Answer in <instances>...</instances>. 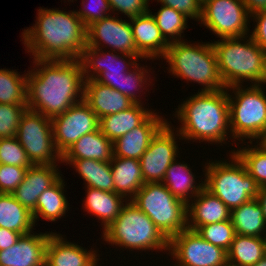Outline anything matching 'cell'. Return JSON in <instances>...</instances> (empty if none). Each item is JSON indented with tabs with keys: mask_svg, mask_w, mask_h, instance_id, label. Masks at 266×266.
Here are the masks:
<instances>
[{
	"mask_svg": "<svg viewBox=\"0 0 266 266\" xmlns=\"http://www.w3.org/2000/svg\"><path fill=\"white\" fill-rule=\"evenodd\" d=\"M33 63V70L27 71V109L52 119L84 99L79 59H33Z\"/></svg>",
	"mask_w": 266,
	"mask_h": 266,
	"instance_id": "cell-1",
	"label": "cell"
},
{
	"mask_svg": "<svg viewBox=\"0 0 266 266\" xmlns=\"http://www.w3.org/2000/svg\"><path fill=\"white\" fill-rule=\"evenodd\" d=\"M35 22L22 33L34 59H79L87 44V27L74 10L40 7Z\"/></svg>",
	"mask_w": 266,
	"mask_h": 266,
	"instance_id": "cell-2",
	"label": "cell"
},
{
	"mask_svg": "<svg viewBox=\"0 0 266 266\" xmlns=\"http://www.w3.org/2000/svg\"><path fill=\"white\" fill-rule=\"evenodd\" d=\"M228 92L226 88L198 91L178 106L174 116L182 124L177 131L183 140L226 143L230 132Z\"/></svg>",
	"mask_w": 266,
	"mask_h": 266,
	"instance_id": "cell-3",
	"label": "cell"
},
{
	"mask_svg": "<svg viewBox=\"0 0 266 266\" xmlns=\"http://www.w3.org/2000/svg\"><path fill=\"white\" fill-rule=\"evenodd\" d=\"M212 45L219 74L226 88L241 85L245 80L252 85L265 84V52L251 36L221 38L212 42Z\"/></svg>",
	"mask_w": 266,
	"mask_h": 266,
	"instance_id": "cell-4",
	"label": "cell"
},
{
	"mask_svg": "<svg viewBox=\"0 0 266 266\" xmlns=\"http://www.w3.org/2000/svg\"><path fill=\"white\" fill-rule=\"evenodd\" d=\"M163 58L169 63V73L177 78L201 84L203 88L200 91L226 88L219 74L217 57L211 42H173L169 44Z\"/></svg>",
	"mask_w": 266,
	"mask_h": 266,
	"instance_id": "cell-5",
	"label": "cell"
},
{
	"mask_svg": "<svg viewBox=\"0 0 266 266\" xmlns=\"http://www.w3.org/2000/svg\"><path fill=\"white\" fill-rule=\"evenodd\" d=\"M102 237L108 244L131 251H169V240L131 200L125 202L118 217L103 231Z\"/></svg>",
	"mask_w": 266,
	"mask_h": 266,
	"instance_id": "cell-6",
	"label": "cell"
},
{
	"mask_svg": "<svg viewBox=\"0 0 266 266\" xmlns=\"http://www.w3.org/2000/svg\"><path fill=\"white\" fill-rule=\"evenodd\" d=\"M230 161H209L205 167L204 187L217 196L230 210L257 198L260 187L248 174L235 153Z\"/></svg>",
	"mask_w": 266,
	"mask_h": 266,
	"instance_id": "cell-7",
	"label": "cell"
},
{
	"mask_svg": "<svg viewBox=\"0 0 266 266\" xmlns=\"http://www.w3.org/2000/svg\"><path fill=\"white\" fill-rule=\"evenodd\" d=\"M263 85L250 84L247 88L235 85L226 88L234 93V97L228 93L230 136L234 141L241 140L243 143L250 139L247 143L252 144L266 130V94Z\"/></svg>",
	"mask_w": 266,
	"mask_h": 266,
	"instance_id": "cell-8",
	"label": "cell"
},
{
	"mask_svg": "<svg viewBox=\"0 0 266 266\" xmlns=\"http://www.w3.org/2000/svg\"><path fill=\"white\" fill-rule=\"evenodd\" d=\"M170 240L188 229L187 204L177 199L162 183H145L131 200Z\"/></svg>",
	"mask_w": 266,
	"mask_h": 266,
	"instance_id": "cell-9",
	"label": "cell"
},
{
	"mask_svg": "<svg viewBox=\"0 0 266 266\" xmlns=\"http://www.w3.org/2000/svg\"><path fill=\"white\" fill-rule=\"evenodd\" d=\"M16 138L33 165H56L61 154L54 145L51 119L30 109L22 114Z\"/></svg>",
	"mask_w": 266,
	"mask_h": 266,
	"instance_id": "cell-10",
	"label": "cell"
},
{
	"mask_svg": "<svg viewBox=\"0 0 266 266\" xmlns=\"http://www.w3.org/2000/svg\"><path fill=\"white\" fill-rule=\"evenodd\" d=\"M250 18L242 0H208L202 5L200 23L219 38H239L250 35Z\"/></svg>",
	"mask_w": 266,
	"mask_h": 266,
	"instance_id": "cell-11",
	"label": "cell"
},
{
	"mask_svg": "<svg viewBox=\"0 0 266 266\" xmlns=\"http://www.w3.org/2000/svg\"><path fill=\"white\" fill-rule=\"evenodd\" d=\"M110 51L111 50L106 53L102 48L96 49L86 45L79 60L82 64L85 80L94 79L120 92L121 78L125 76V73L129 72L132 67L138 64L137 59L139 60L140 57L122 53L118 55L119 53Z\"/></svg>",
	"mask_w": 266,
	"mask_h": 266,
	"instance_id": "cell-12",
	"label": "cell"
},
{
	"mask_svg": "<svg viewBox=\"0 0 266 266\" xmlns=\"http://www.w3.org/2000/svg\"><path fill=\"white\" fill-rule=\"evenodd\" d=\"M169 256L174 266H228L227 251L186 229L169 240Z\"/></svg>",
	"mask_w": 266,
	"mask_h": 266,
	"instance_id": "cell-13",
	"label": "cell"
},
{
	"mask_svg": "<svg viewBox=\"0 0 266 266\" xmlns=\"http://www.w3.org/2000/svg\"><path fill=\"white\" fill-rule=\"evenodd\" d=\"M54 145L61 156L83 135L99 129V118L84 101L51 119Z\"/></svg>",
	"mask_w": 266,
	"mask_h": 266,
	"instance_id": "cell-14",
	"label": "cell"
},
{
	"mask_svg": "<svg viewBox=\"0 0 266 266\" xmlns=\"http://www.w3.org/2000/svg\"><path fill=\"white\" fill-rule=\"evenodd\" d=\"M171 125L167 122L152 138L149 147L140 158L141 172L145 183L162 182L166 170L177 158L179 153L177 138ZM176 137V138H175Z\"/></svg>",
	"mask_w": 266,
	"mask_h": 266,
	"instance_id": "cell-15",
	"label": "cell"
},
{
	"mask_svg": "<svg viewBox=\"0 0 266 266\" xmlns=\"http://www.w3.org/2000/svg\"><path fill=\"white\" fill-rule=\"evenodd\" d=\"M104 44L109 45L113 52L137 55L131 23L128 20L125 21L122 18L108 15L89 25L87 27L86 45L101 49Z\"/></svg>",
	"mask_w": 266,
	"mask_h": 266,
	"instance_id": "cell-16",
	"label": "cell"
},
{
	"mask_svg": "<svg viewBox=\"0 0 266 266\" xmlns=\"http://www.w3.org/2000/svg\"><path fill=\"white\" fill-rule=\"evenodd\" d=\"M161 117L153 112L140 126L116 139L113 142V157L140 160L152 138L168 122Z\"/></svg>",
	"mask_w": 266,
	"mask_h": 266,
	"instance_id": "cell-17",
	"label": "cell"
},
{
	"mask_svg": "<svg viewBox=\"0 0 266 266\" xmlns=\"http://www.w3.org/2000/svg\"><path fill=\"white\" fill-rule=\"evenodd\" d=\"M21 235L17 243L0 251L1 266H45V250L52 232Z\"/></svg>",
	"mask_w": 266,
	"mask_h": 266,
	"instance_id": "cell-18",
	"label": "cell"
},
{
	"mask_svg": "<svg viewBox=\"0 0 266 266\" xmlns=\"http://www.w3.org/2000/svg\"><path fill=\"white\" fill-rule=\"evenodd\" d=\"M140 59L162 58L169 43L162 36L154 17L148 11L143 15L129 18Z\"/></svg>",
	"mask_w": 266,
	"mask_h": 266,
	"instance_id": "cell-19",
	"label": "cell"
},
{
	"mask_svg": "<svg viewBox=\"0 0 266 266\" xmlns=\"http://www.w3.org/2000/svg\"><path fill=\"white\" fill-rule=\"evenodd\" d=\"M58 165H33L28 168L21 184L13 191L14 198L34 212L41 193L51 187L62 175Z\"/></svg>",
	"mask_w": 266,
	"mask_h": 266,
	"instance_id": "cell-20",
	"label": "cell"
},
{
	"mask_svg": "<svg viewBox=\"0 0 266 266\" xmlns=\"http://www.w3.org/2000/svg\"><path fill=\"white\" fill-rule=\"evenodd\" d=\"M97 253L52 232L46 245L45 266H89L97 258Z\"/></svg>",
	"mask_w": 266,
	"mask_h": 266,
	"instance_id": "cell-21",
	"label": "cell"
},
{
	"mask_svg": "<svg viewBox=\"0 0 266 266\" xmlns=\"http://www.w3.org/2000/svg\"><path fill=\"white\" fill-rule=\"evenodd\" d=\"M187 211L188 229L193 231L203 225L230 220L231 215V210L205 187L187 204Z\"/></svg>",
	"mask_w": 266,
	"mask_h": 266,
	"instance_id": "cell-22",
	"label": "cell"
},
{
	"mask_svg": "<svg viewBox=\"0 0 266 266\" xmlns=\"http://www.w3.org/2000/svg\"><path fill=\"white\" fill-rule=\"evenodd\" d=\"M83 100L99 119L126 110L134 104L132 100L121 92L94 79L85 80Z\"/></svg>",
	"mask_w": 266,
	"mask_h": 266,
	"instance_id": "cell-23",
	"label": "cell"
},
{
	"mask_svg": "<svg viewBox=\"0 0 266 266\" xmlns=\"http://www.w3.org/2000/svg\"><path fill=\"white\" fill-rule=\"evenodd\" d=\"M154 111L144 108L143 104L134 103L121 112L99 119L100 131L112 142L140 126Z\"/></svg>",
	"mask_w": 266,
	"mask_h": 266,
	"instance_id": "cell-24",
	"label": "cell"
},
{
	"mask_svg": "<svg viewBox=\"0 0 266 266\" xmlns=\"http://www.w3.org/2000/svg\"><path fill=\"white\" fill-rule=\"evenodd\" d=\"M114 192L126 200H132L140 188L145 184L140 160L113 157L110 161ZM130 198V199H129Z\"/></svg>",
	"mask_w": 266,
	"mask_h": 266,
	"instance_id": "cell-25",
	"label": "cell"
},
{
	"mask_svg": "<svg viewBox=\"0 0 266 266\" xmlns=\"http://www.w3.org/2000/svg\"><path fill=\"white\" fill-rule=\"evenodd\" d=\"M113 158V142L100 129L78 139L62 156L61 160L95 159L110 162Z\"/></svg>",
	"mask_w": 266,
	"mask_h": 266,
	"instance_id": "cell-26",
	"label": "cell"
},
{
	"mask_svg": "<svg viewBox=\"0 0 266 266\" xmlns=\"http://www.w3.org/2000/svg\"><path fill=\"white\" fill-rule=\"evenodd\" d=\"M86 198L84 200V208L88 213H92L103 224V231L118 217L124 205L128 200L116 194L115 192H108L96 188H86Z\"/></svg>",
	"mask_w": 266,
	"mask_h": 266,
	"instance_id": "cell-27",
	"label": "cell"
},
{
	"mask_svg": "<svg viewBox=\"0 0 266 266\" xmlns=\"http://www.w3.org/2000/svg\"><path fill=\"white\" fill-rule=\"evenodd\" d=\"M187 163L177 162L176 159L170 164L166 170L162 183L177 198L188 204L192 198L204 188L202 183H195V175ZM197 185V186H196ZM191 198V200L189 199Z\"/></svg>",
	"mask_w": 266,
	"mask_h": 266,
	"instance_id": "cell-28",
	"label": "cell"
},
{
	"mask_svg": "<svg viewBox=\"0 0 266 266\" xmlns=\"http://www.w3.org/2000/svg\"><path fill=\"white\" fill-rule=\"evenodd\" d=\"M230 219L235 234L265 237L266 222L263 216V209L257 199H252L231 210Z\"/></svg>",
	"mask_w": 266,
	"mask_h": 266,
	"instance_id": "cell-29",
	"label": "cell"
},
{
	"mask_svg": "<svg viewBox=\"0 0 266 266\" xmlns=\"http://www.w3.org/2000/svg\"><path fill=\"white\" fill-rule=\"evenodd\" d=\"M73 165L85 182V187L114 192V182L110 162L95 159L61 160Z\"/></svg>",
	"mask_w": 266,
	"mask_h": 266,
	"instance_id": "cell-30",
	"label": "cell"
},
{
	"mask_svg": "<svg viewBox=\"0 0 266 266\" xmlns=\"http://www.w3.org/2000/svg\"><path fill=\"white\" fill-rule=\"evenodd\" d=\"M0 227L25 235L35 227L32 212L20 204L12 194L0 193Z\"/></svg>",
	"mask_w": 266,
	"mask_h": 266,
	"instance_id": "cell-31",
	"label": "cell"
},
{
	"mask_svg": "<svg viewBox=\"0 0 266 266\" xmlns=\"http://www.w3.org/2000/svg\"><path fill=\"white\" fill-rule=\"evenodd\" d=\"M61 177L38 198L35 211L32 213L34 224L40 217L46 221H57L68 212L69 204L64 195L65 182Z\"/></svg>",
	"mask_w": 266,
	"mask_h": 266,
	"instance_id": "cell-32",
	"label": "cell"
},
{
	"mask_svg": "<svg viewBox=\"0 0 266 266\" xmlns=\"http://www.w3.org/2000/svg\"><path fill=\"white\" fill-rule=\"evenodd\" d=\"M266 255L264 237L235 234L227 251L228 266H251Z\"/></svg>",
	"mask_w": 266,
	"mask_h": 266,
	"instance_id": "cell-33",
	"label": "cell"
},
{
	"mask_svg": "<svg viewBox=\"0 0 266 266\" xmlns=\"http://www.w3.org/2000/svg\"><path fill=\"white\" fill-rule=\"evenodd\" d=\"M0 104L27 105V73L0 69Z\"/></svg>",
	"mask_w": 266,
	"mask_h": 266,
	"instance_id": "cell-34",
	"label": "cell"
},
{
	"mask_svg": "<svg viewBox=\"0 0 266 266\" xmlns=\"http://www.w3.org/2000/svg\"><path fill=\"white\" fill-rule=\"evenodd\" d=\"M151 15L154 17L158 28L165 40L170 44L173 42L182 41L181 36L187 28V19L181 12L175 9L162 5L156 14Z\"/></svg>",
	"mask_w": 266,
	"mask_h": 266,
	"instance_id": "cell-35",
	"label": "cell"
},
{
	"mask_svg": "<svg viewBox=\"0 0 266 266\" xmlns=\"http://www.w3.org/2000/svg\"><path fill=\"white\" fill-rule=\"evenodd\" d=\"M254 147V148H253ZM235 153L238 158L245 165L248 174L256 181L258 186L266 187V151L258 144L252 147H241L231 151Z\"/></svg>",
	"mask_w": 266,
	"mask_h": 266,
	"instance_id": "cell-36",
	"label": "cell"
},
{
	"mask_svg": "<svg viewBox=\"0 0 266 266\" xmlns=\"http://www.w3.org/2000/svg\"><path fill=\"white\" fill-rule=\"evenodd\" d=\"M204 240L228 251L233 242L235 231L231 219L203 225L195 230Z\"/></svg>",
	"mask_w": 266,
	"mask_h": 266,
	"instance_id": "cell-37",
	"label": "cell"
},
{
	"mask_svg": "<svg viewBox=\"0 0 266 266\" xmlns=\"http://www.w3.org/2000/svg\"><path fill=\"white\" fill-rule=\"evenodd\" d=\"M140 64L138 63L133 69H131L129 72L125 73V76H123L120 80V92L128 97L130 100L133 101V103L143 104L139 96L136 95L135 91H139L140 89H143L144 84L148 86L151 84L150 82V74L147 71L148 66L140 67ZM148 74V75H147ZM149 77V78H148ZM150 83H147V81Z\"/></svg>",
	"mask_w": 266,
	"mask_h": 266,
	"instance_id": "cell-38",
	"label": "cell"
},
{
	"mask_svg": "<svg viewBox=\"0 0 266 266\" xmlns=\"http://www.w3.org/2000/svg\"><path fill=\"white\" fill-rule=\"evenodd\" d=\"M0 164L19 167L33 166L16 137L0 138Z\"/></svg>",
	"mask_w": 266,
	"mask_h": 266,
	"instance_id": "cell-39",
	"label": "cell"
},
{
	"mask_svg": "<svg viewBox=\"0 0 266 266\" xmlns=\"http://www.w3.org/2000/svg\"><path fill=\"white\" fill-rule=\"evenodd\" d=\"M27 105L0 104V138L16 137L22 114Z\"/></svg>",
	"mask_w": 266,
	"mask_h": 266,
	"instance_id": "cell-40",
	"label": "cell"
},
{
	"mask_svg": "<svg viewBox=\"0 0 266 266\" xmlns=\"http://www.w3.org/2000/svg\"><path fill=\"white\" fill-rule=\"evenodd\" d=\"M87 2L88 0H86V3L85 0H82V6L84 8L79 9V11L75 10L76 15L83 21L86 27L97 20H101L104 17L111 15L109 14L111 12V7L108 0H90L89 2L91 3Z\"/></svg>",
	"mask_w": 266,
	"mask_h": 266,
	"instance_id": "cell-41",
	"label": "cell"
},
{
	"mask_svg": "<svg viewBox=\"0 0 266 266\" xmlns=\"http://www.w3.org/2000/svg\"><path fill=\"white\" fill-rule=\"evenodd\" d=\"M28 168L0 164V193L12 194L23 181Z\"/></svg>",
	"mask_w": 266,
	"mask_h": 266,
	"instance_id": "cell-42",
	"label": "cell"
},
{
	"mask_svg": "<svg viewBox=\"0 0 266 266\" xmlns=\"http://www.w3.org/2000/svg\"><path fill=\"white\" fill-rule=\"evenodd\" d=\"M111 11H118L126 15L128 18L143 15L150 9V0H108Z\"/></svg>",
	"mask_w": 266,
	"mask_h": 266,
	"instance_id": "cell-43",
	"label": "cell"
},
{
	"mask_svg": "<svg viewBox=\"0 0 266 266\" xmlns=\"http://www.w3.org/2000/svg\"><path fill=\"white\" fill-rule=\"evenodd\" d=\"M162 5L181 12L186 18L196 19L200 22L202 4L198 0H157Z\"/></svg>",
	"mask_w": 266,
	"mask_h": 266,
	"instance_id": "cell-44",
	"label": "cell"
},
{
	"mask_svg": "<svg viewBox=\"0 0 266 266\" xmlns=\"http://www.w3.org/2000/svg\"><path fill=\"white\" fill-rule=\"evenodd\" d=\"M253 17V18H252ZM252 20L257 24L250 36L258 46L266 53V10L251 15Z\"/></svg>",
	"mask_w": 266,
	"mask_h": 266,
	"instance_id": "cell-45",
	"label": "cell"
},
{
	"mask_svg": "<svg viewBox=\"0 0 266 266\" xmlns=\"http://www.w3.org/2000/svg\"><path fill=\"white\" fill-rule=\"evenodd\" d=\"M20 237V233L0 227V251L12 247Z\"/></svg>",
	"mask_w": 266,
	"mask_h": 266,
	"instance_id": "cell-46",
	"label": "cell"
},
{
	"mask_svg": "<svg viewBox=\"0 0 266 266\" xmlns=\"http://www.w3.org/2000/svg\"><path fill=\"white\" fill-rule=\"evenodd\" d=\"M250 15L266 10V0H242Z\"/></svg>",
	"mask_w": 266,
	"mask_h": 266,
	"instance_id": "cell-47",
	"label": "cell"
},
{
	"mask_svg": "<svg viewBox=\"0 0 266 266\" xmlns=\"http://www.w3.org/2000/svg\"><path fill=\"white\" fill-rule=\"evenodd\" d=\"M262 209H263V216H264V219H265V222H266V187H261L259 189V192L257 194V198H256Z\"/></svg>",
	"mask_w": 266,
	"mask_h": 266,
	"instance_id": "cell-48",
	"label": "cell"
},
{
	"mask_svg": "<svg viewBox=\"0 0 266 266\" xmlns=\"http://www.w3.org/2000/svg\"><path fill=\"white\" fill-rule=\"evenodd\" d=\"M260 142H259V141ZM259 143L258 145L261 146L265 151H266V130L263 132V134L257 139L256 144Z\"/></svg>",
	"mask_w": 266,
	"mask_h": 266,
	"instance_id": "cell-49",
	"label": "cell"
},
{
	"mask_svg": "<svg viewBox=\"0 0 266 266\" xmlns=\"http://www.w3.org/2000/svg\"><path fill=\"white\" fill-rule=\"evenodd\" d=\"M251 266H266V255L260 261H258L256 264L251 265Z\"/></svg>",
	"mask_w": 266,
	"mask_h": 266,
	"instance_id": "cell-50",
	"label": "cell"
},
{
	"mask_svg": "<svg viewBox=\"0 0 266 266\" xmlns=\"http://www.w3.org/2000/svg\"><path fill=\"white\" fill-rule=\"evenodd\" d=\"M97 261H99V258H96L89 266H98Z\"/></svg>",
	"mask_w": 266,
	"mask_h": 266,
	"instance_id": "cell-51",
	"label": "cell"
},
{
	"mask_svg": "<svg viewBox=\"0 0 266 266\" xmlns=\"http://www.w3.org/2000/svg\"><path fill=\"white\" fill-rule=\"evenodd\" d=\"M265 62H266V53H265ZM265 85H266V64H265Z\"/></svg>",
	"mask_w": 266,
	"mask_h": 266,
	"instance_id": "cell-52",
	"label": "cell"
},
{
	"mask_svg": "<svg viewBox=\"0 0 266 266\" xmlns=\"http://www.w3.org/2000/svg\"><path fill=\"white\" fill-rule=\"evenodd\" d=\"M202 5L208 0H198Z\"/></svg>",
	"mask_w": 266,
	"mask_h": 266,
	"instance_id": "cell-53",
	"label": "cell"
}]
</instances>
